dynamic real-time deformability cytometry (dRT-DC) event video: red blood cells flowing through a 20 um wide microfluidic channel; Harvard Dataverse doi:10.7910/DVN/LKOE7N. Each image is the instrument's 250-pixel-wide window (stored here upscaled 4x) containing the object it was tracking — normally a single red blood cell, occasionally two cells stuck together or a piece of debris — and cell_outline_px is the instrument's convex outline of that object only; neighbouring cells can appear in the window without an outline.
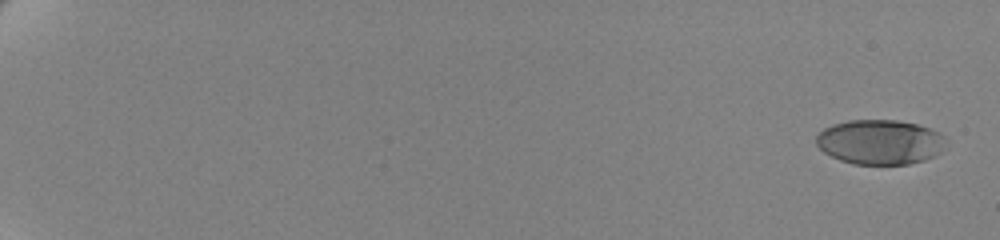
{"species": "human", "species_latin": "Homo sapiens", "temperature_condition": "cold", "stored_images_in_passage": 61, "camera_frame_rate_fps": 3000, "um_per_image_px": 0.085, "donor": {"sex": "female"}, "frame": {"image": 1, "passage_image": 1, "time_ms": 0.0, "image_size_px": [1000, 240], "cell_outline_px": [[948, 140], [940, 152], [924, 160], [908, 164], [852, 164], [840, 160], [824, 152], [816, 144], [816, 136], [824, 128], [832, 124], [848, 120], [896, 120], [916, 124], [928, 128], [936, 132]], "centroid_in_image_um": [74.77, 12.07], "position_along_channel_um": 10.2, "area_um2": 33.7}}
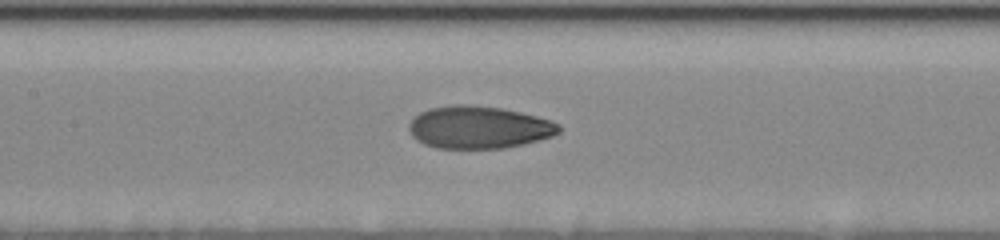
{"frame": {"image": 2, "passage_image": 33, "time_ms": 10.667, "image_size_px": [1000, 240], "cell_outline_px": [[560, 132], [552, 136], [504, 148], [436, 148], [424, 144], [416, 140], [412, 136], [408, 128], [408, 124], [420, 112], [428, 108], [456, 104], [468, 104], [500, 108], [520, 112], [536, 116], [560, 124]], "centroid_in_image_um": [40.65, 10.81], "position_along_channel_um": 166.7, "area_um2": 36.93}}
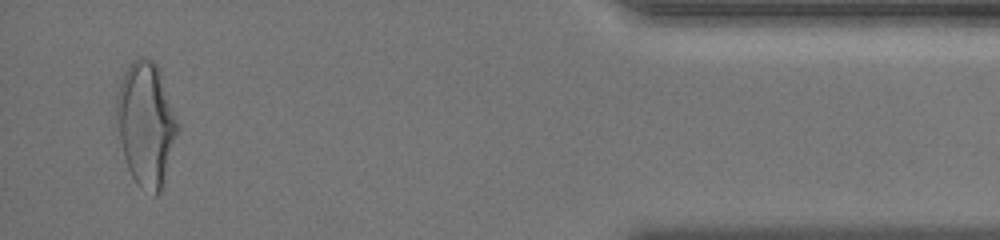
{"frame": {"image": 3, "passage_image": 59, "time_ms": 19.333, "image_size_px": [1000, 240], "cell_outline_px": [[180, 124], [160, 192], [156, 196], [152, 196], [136, 184], [128, 168], [124, 156], [120, 140], [116, 112], [116, 92], [124, 72], [128, 64], [132, 60], [140, 56], [152, 60], [160, 68]], "centroid_in_image_um": [12.42, 10.49], "position_along_channel_um": 422.8, "area_um2": 44.39}, "authors_computed_cell_mechanics": {"area_um2": 36.1828, "velocity_mm_per_s": 3.501, "shape_relaxation_time_tau1_ms": 4.0731, "shape_relaxation_time_tau2_ms": 1.3488, "deformation_change_tau1": 0.1577, "deformation_change_tau2": 0.0651}}